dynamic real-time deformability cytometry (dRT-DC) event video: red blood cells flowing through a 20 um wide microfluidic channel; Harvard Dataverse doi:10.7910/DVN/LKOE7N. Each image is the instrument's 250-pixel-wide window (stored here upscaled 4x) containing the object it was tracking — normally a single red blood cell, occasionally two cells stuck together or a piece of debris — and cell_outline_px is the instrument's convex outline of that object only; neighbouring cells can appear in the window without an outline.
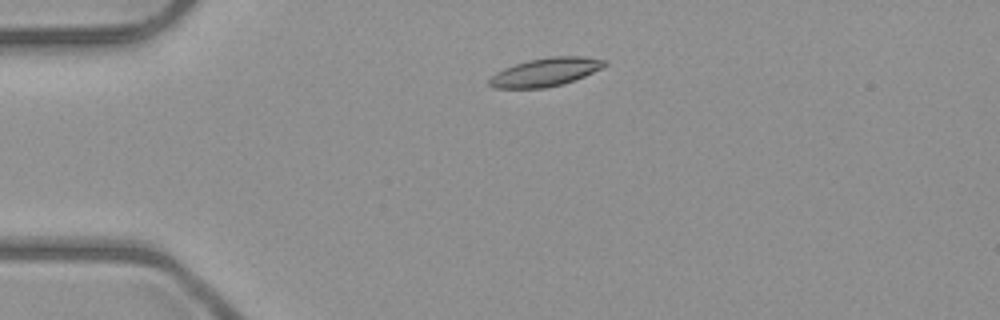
{"species": "common noctule bat (a hibernating species)", "species_latin": "Nyctalus noctula", "temperature_condition": "room temperature", "stored_images_in_passage": 5, "camera_frame_rate_fps": 3000, "um_per_image_px": 0.085, "animal": {"sex": "male", "body_mass_g": 23.1, "forearm_length_mm": 52.7}, "frame": {"image": 1, "passage_image": 3, "time_ms": 2.0, "image_size_px": [1000, 320], "cell_outline_px": [[608, 64], [584, 76], [564, 84], [544, 88], [492, 88], [488, 84], [488, 80], [496, 72], [504, 68], [528, 60], [548, 56], [584, 56], [608, 60]], "centroid_in_image_um": [46.37, 6.12], "position_along_channel_um": 38.6, "area_um2": 19.13}}
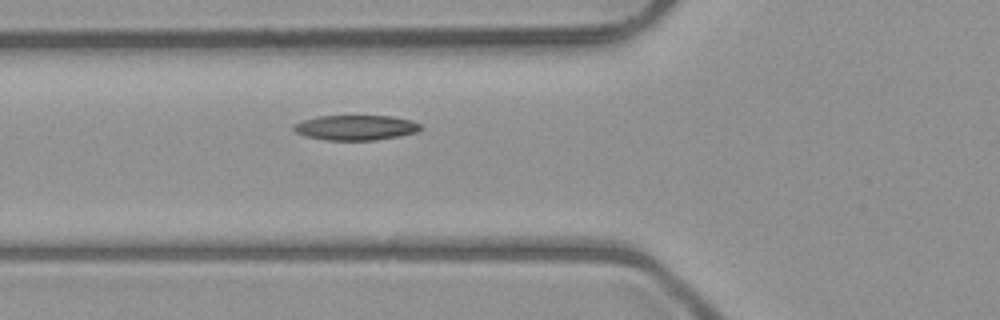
{"frame": {"image": 2, "passage_image": 5, "time_ms": 4.333, "image_size_px": [1000, 320], "cell_outline_px": [[420, 128], [416, 132], [400, 136], [376, 140], [324, 140], [304, 136], [296, 132], [292, 128], [292, 124], [316, 116], [392, 116], [408, 120], [420, 124]], "centroid_in_image_um": [30.17, 10.85], "position_along_channel_um": 95.6, "area_um2": 18.5}}